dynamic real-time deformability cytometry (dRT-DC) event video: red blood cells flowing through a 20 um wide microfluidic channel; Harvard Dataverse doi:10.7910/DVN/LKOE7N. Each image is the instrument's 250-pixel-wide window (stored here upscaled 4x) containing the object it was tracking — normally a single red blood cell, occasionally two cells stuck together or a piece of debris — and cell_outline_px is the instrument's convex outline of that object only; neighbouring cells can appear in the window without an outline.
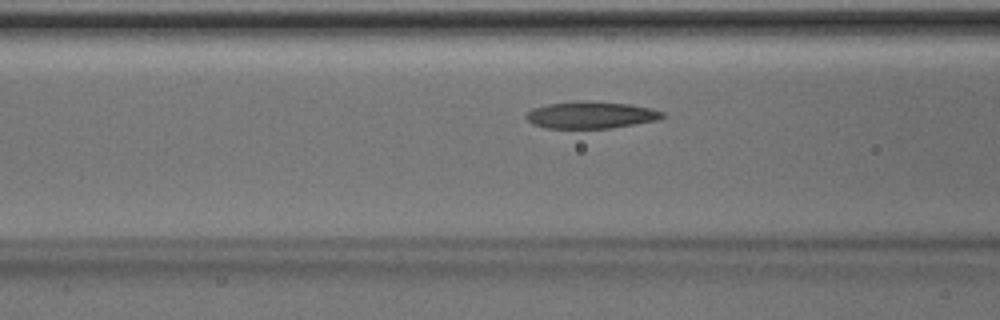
{"species": "Egyptian fruit bat (a non-hibernating species)", "species_latin": "Rousettus aegyptiacus", "temperature_condition": "room temperature", "stored_images_in_passage": 14, "camera_frame_rate_fps": 3000, "um_per_image_px": 0.085, "animal": {"sex": "male"}, "frame": {"image": 1, "passage_image": 12, "time_ms": 3.667, "image_size_px": [1000, 320], "cell_outline_px": [[664, 116], [660, 120], [608, 128], [544, 128], [532, 124], [524, 116], [532, 108], [548, 104], [576, 100], [632, 104], [652, 108], [664, 112]], "centroid_in_image_um": [50.23, 9.77], "position_along_channel_um": 116.4, "area_um2": 21.56}}